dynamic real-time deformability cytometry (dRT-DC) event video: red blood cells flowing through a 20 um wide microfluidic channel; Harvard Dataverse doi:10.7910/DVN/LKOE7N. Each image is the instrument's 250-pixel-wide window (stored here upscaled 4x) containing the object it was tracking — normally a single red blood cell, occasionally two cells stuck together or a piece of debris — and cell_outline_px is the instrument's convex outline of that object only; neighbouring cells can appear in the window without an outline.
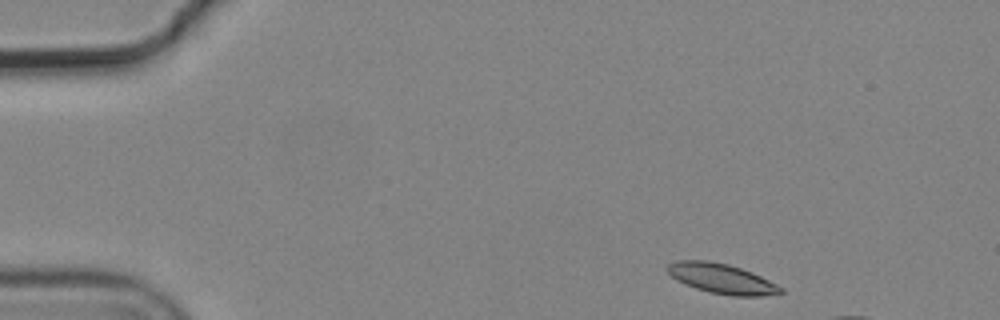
{"species": "common noctule bat (a hibernating species)", "species_latin": "Nyctalus noctula", "temperature_condition": "cold", "stored_images_in_passage": 3, "camera_frame_rate_fps": 3000, "um_per_image_px": 0.085, "animal": {"sex": "male", "body_mass_g": 19.2, "forearm_length_mm": 51.8}, "frame": {"image": 1, "passage_image": 1, "time_ms": 0.0, "image_size_px": [1000, 320], "cell_outline_px": [[784, 292], [764, 296], [732, 296], [712, 292], [696, 288], [684, 284], [676, 280], [664, 268], [668, 264], [676, 260], [708, 260], [728, 264], [752, 272], [784, 288]], "centroid_in_image_um": [61.32, 23.67], "position_along_channel_um": 23.7, "area_um2": 19.77}}